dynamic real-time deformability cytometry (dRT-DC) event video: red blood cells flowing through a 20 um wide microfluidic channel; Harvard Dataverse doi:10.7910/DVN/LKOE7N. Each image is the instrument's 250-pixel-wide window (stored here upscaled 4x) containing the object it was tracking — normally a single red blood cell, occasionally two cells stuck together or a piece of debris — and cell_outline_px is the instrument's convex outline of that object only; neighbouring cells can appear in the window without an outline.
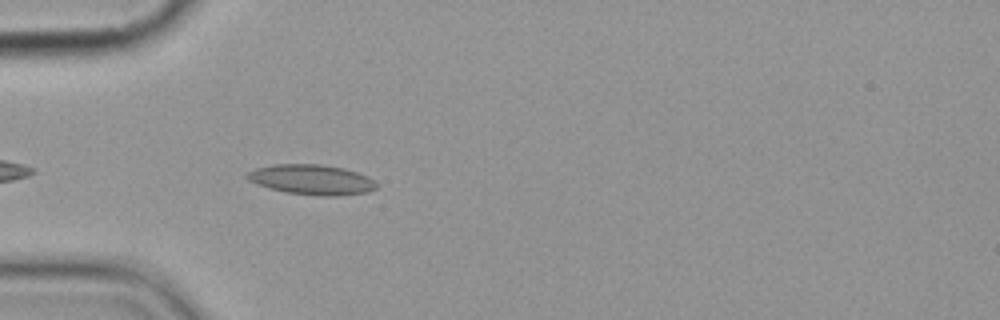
{"species": "common noctule bat (a hibernating species)", "species_latin": "Nyctalus noctula", "temperature_condition": "cold", "stored_images_in_passage": 5, "camera_frame_rate_fps": 3000, "um_per_image_px": 0.085, "animal": {"sex": "female", "body_mass_g": 19.9}, "frame": {"image": 1, "passage_image": 5, "time_ms": 5.333, "image_size_px": [1000, 320], "cell_outline_px": [[376, 188], [368, 192], [336, 196], [320, 196], [288, 192], [268, 188], [256, 184], [248, 180], [244, 176], [248, 172], [256, 168], [272, 164], [320, 164], [344, 168], [368, 176], [376, 184]], "centroid_in_image_um": [26.46, 15.26], "position_along_channel_um": 58.5, "area_um2": 22.66}}